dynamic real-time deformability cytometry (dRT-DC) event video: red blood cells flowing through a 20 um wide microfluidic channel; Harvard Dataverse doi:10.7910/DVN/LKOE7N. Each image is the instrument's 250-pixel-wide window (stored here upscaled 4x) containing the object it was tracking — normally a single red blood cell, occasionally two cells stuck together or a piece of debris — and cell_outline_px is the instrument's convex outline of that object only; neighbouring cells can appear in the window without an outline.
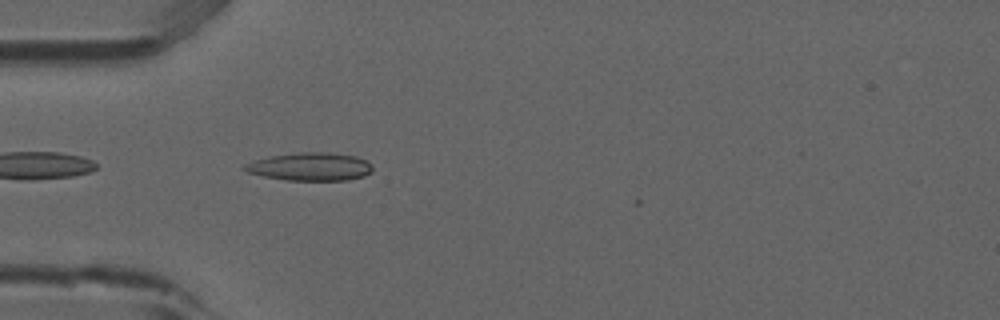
{"species": "common noctule bat (a hibernating species)", "species_latin": "Nyctalus noctula", "temperature_condition": "room temperature", "stored_images_in_passage": 6, "camera_frame_rate_fps": 3000, "um_per_image_px": 0.085, "animal": {"sex": "male", "forearm_length_mm": 52.5}, "frame": {"image": 1, "passage_image": 2, "time_ms": 0.333, "image_size_px": [1000, 320], "cell_outline_px": [[372, 172], [364, 176], [348, 180], [288, 180], [264, 176], [248, 172], [244, 168], [244, 164], [252, 160], [272, 156], [300, 152], [328, 152], [356, 156], [368, 160], [372, 164]], "centroid_in_image_um": [26.42, 14.16], "position_along_channel_um": 58.6, "area_um2": 20.92}}
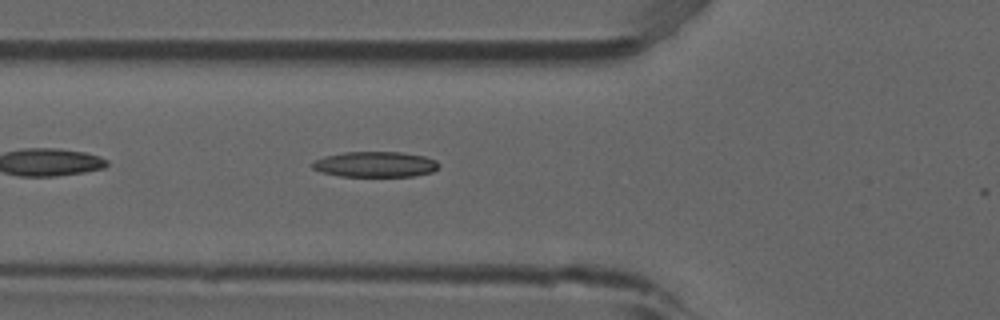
{"frame": {"image": 2, "passage_image": 5, "time_ms": 1.333, "image_size_px": [1000, 320], "cell_outline_px": [[440, 164], [432, 172], [412, 176], [340, 176], [320, 172], [312, 168], [312, 160], [324, 156], [344, 152], [400, 152], [424, 156], [436, 160]], "centroid_in_image_um": [31.85, 13.96], "position_along_channel_um": 93.9, "area_um2": 18.84}}